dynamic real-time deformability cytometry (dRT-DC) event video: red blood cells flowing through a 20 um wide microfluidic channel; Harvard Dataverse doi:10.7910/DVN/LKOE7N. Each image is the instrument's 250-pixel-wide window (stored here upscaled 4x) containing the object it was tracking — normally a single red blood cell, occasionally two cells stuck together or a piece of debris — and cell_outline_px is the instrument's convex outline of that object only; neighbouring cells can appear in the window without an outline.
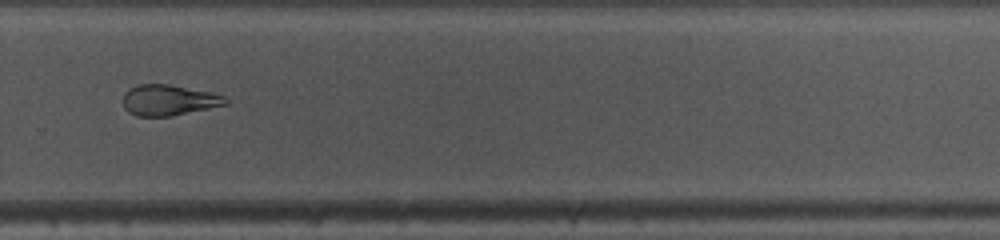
{"species": "common noctule bat (a hibernating species)", "species_latin": "Nyctalus noctula", "temperature_condition": "warm", "stored_images_in_passage": 37, "camera_frame_rate_fps": 3000, "um_per_image_px": 0.085, "animal": {"sex": "female", "body_mass_g": 10.0, "forearm_length_mm": 53.1}, "frame": {"image": 1, "passage_image": 27, "time_ms": 8.667, "image_size_px": [1000, 240], "cell_outline_px": [[228, 104], [172, 116], [136, 116], [128, 112], [124, 108], [124, 92], [128, 88], [140, 84], [168, 84], [208, 92], [224, 96], [228, 100]], "centroid_in_image_um": [14.31, 8.52], "position_along_channel_um": 315.5, "area_um2": 18.26}, "authors_computed_cell_mechanics": {"area_um2": 20.4034, "velocity_mm_per_s": 4.1231, "shape_relaxation_time_tau1_ms": 8.4211, "shape_relaxation_time_tau2_ms": 3.1633, "deformation_change_tau1": 0.2072, "deformation_change_tau2": 0.1123}}